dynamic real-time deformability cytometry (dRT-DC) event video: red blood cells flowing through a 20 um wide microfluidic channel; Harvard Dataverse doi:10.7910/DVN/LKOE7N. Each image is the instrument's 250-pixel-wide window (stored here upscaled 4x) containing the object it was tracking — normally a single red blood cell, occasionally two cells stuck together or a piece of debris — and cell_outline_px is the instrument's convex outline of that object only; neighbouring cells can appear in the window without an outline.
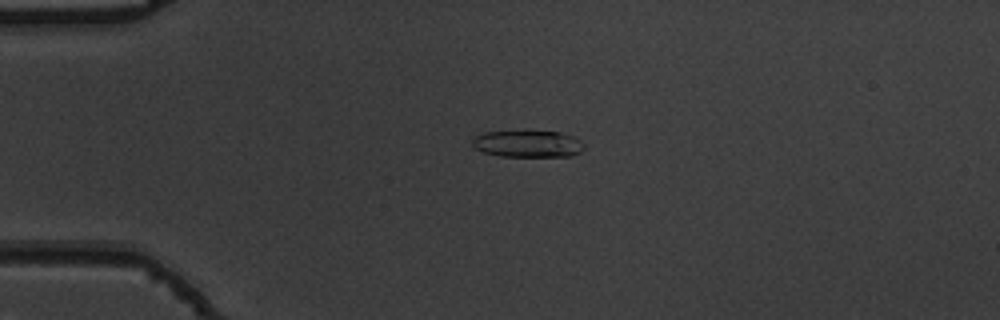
{"species": "common noctule bat (a hibernating species)", "species_latin": "Nyctalus noctula", "temperature_condition": "warm", "stored_images_in_passage": 44, "camera_frame_rate_fps": 3000, "um_per_image_px": 0.085, "animal": {"sex": "male", "body_mass_g": 19.5, "forearm_length_mm": 54.6}, "frame": {"image": 1, "passage_image": 4, "time_ms": 1.0, "image_size_px": [1000, 320], "cell_outline_px": [[584, 148], [580, 152], [572, 156], [500, 156], [484, 152], [476, 148], [472, 144], [472, 140], [476, 136], [484, 132], [560, 132], [572, 136], [580, 140], [584, 144]], "centroid_in_image_um": [44.89, 12.24], "position_along_channel_um": 40.1, "area_um2": 17.17}}
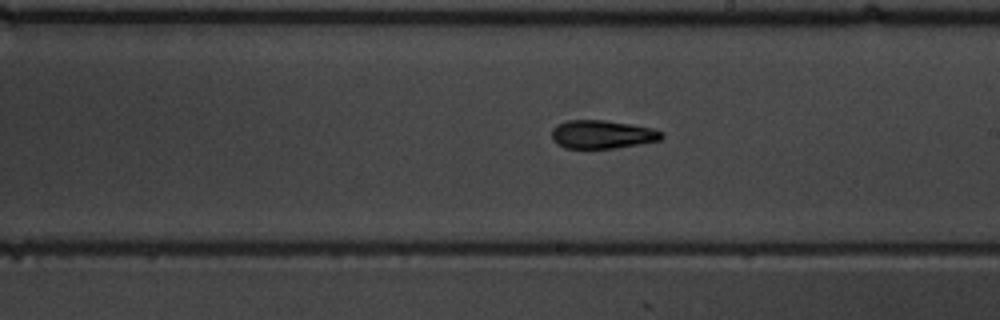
{"frame": {"image": 2, "passage_image": 22, "time_ms": 7.0, "image_size_px": [1000, 320], "cell_outline_px": [[664, 136], [660, 140], [640, 144], [616, 148], [564, 148], [556, 144], [552, 140], [552, 128], [556, 124], [568, 120], [604, 120], [632, 124], [652, 128], [664, 132]], "centroid_in_image_um": [51.18, 11.42], "position_along_channel_um": 237.8, "area_um2": 18.38}}
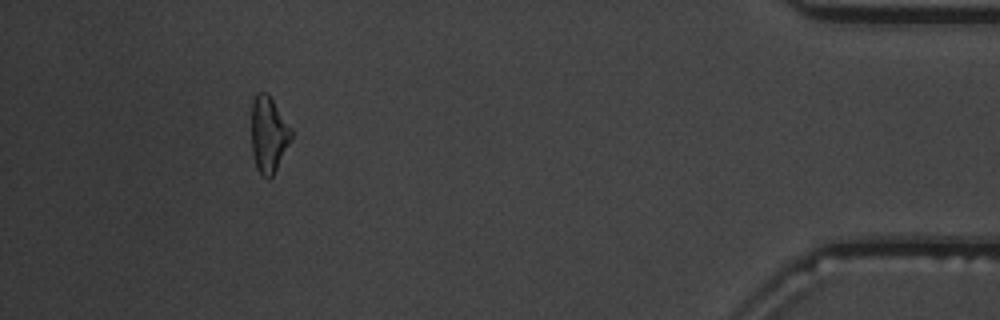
{"frame": {"image": 3, "passage_image": 40, "time_ms": 13.0, "image_size_px": [1000, 320], "cell_outline_px": [[292, 136], [272, 176], [268, 180], [256, 168], [252, 152], [252, 104], [256, 92], [268, 92], [292, 128]], "centroid_in_image_um": [22.82, 11.38], "position_along_channel_um": 412.4, "area_um2": 17.51}, "authors_computed_cell_mechanics": {"area_um2": 17.8602, "velocity_mm_per_s": 3.848, "shape_relaxation_time_tau1_ms": 8.4771, "shape_relaxation_time_tau2_ms": 2.0637, "deformation_change_tau1": 0.2182, "deformation_change_tau2": 0.0948}}